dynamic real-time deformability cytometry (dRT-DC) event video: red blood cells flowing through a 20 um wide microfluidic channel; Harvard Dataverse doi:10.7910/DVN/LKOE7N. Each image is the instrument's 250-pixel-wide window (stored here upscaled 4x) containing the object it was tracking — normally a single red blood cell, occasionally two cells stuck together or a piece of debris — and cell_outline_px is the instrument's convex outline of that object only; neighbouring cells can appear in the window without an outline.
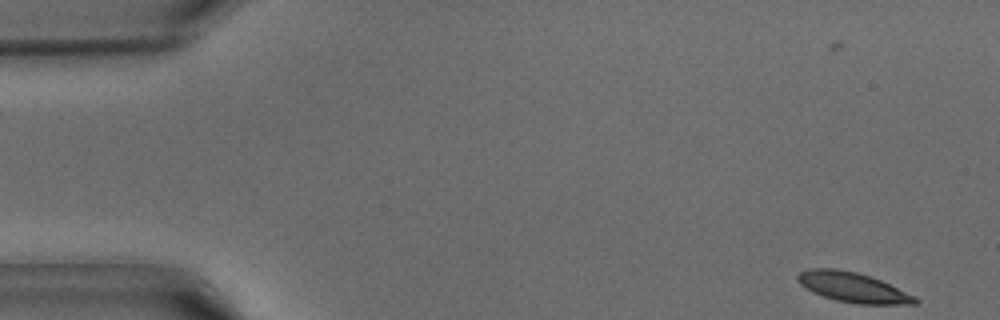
{"species": "common noctule bat (a hibernating species)", "species_latin": "Nyctalus noctula", "temperature_condition": "warm", "stored_images_in_passage": 9, "camera_frame_rate_fps": 3000, "um_per_image_px": 0.085, "animal": {"sex": "male", "body_mass_g": 15.6}, "frame": {"image": 1, "passage_image": 1, "time_ms": 0.0, "image_size_px": [1000, 320], "cell_outline_px": [[920, 300], [916, 304], [856, 304], [836, 300], [812, 292], [800, 284], [796, 280], [796, 276], [800, 272], [812, 268], [836, 268], [856, 272], [880, 280], [916, 296]], "centroid_in_image_um": [72.49, 24.43], "position_along_channel_um": 12.5, "area_um2": 20.4}}